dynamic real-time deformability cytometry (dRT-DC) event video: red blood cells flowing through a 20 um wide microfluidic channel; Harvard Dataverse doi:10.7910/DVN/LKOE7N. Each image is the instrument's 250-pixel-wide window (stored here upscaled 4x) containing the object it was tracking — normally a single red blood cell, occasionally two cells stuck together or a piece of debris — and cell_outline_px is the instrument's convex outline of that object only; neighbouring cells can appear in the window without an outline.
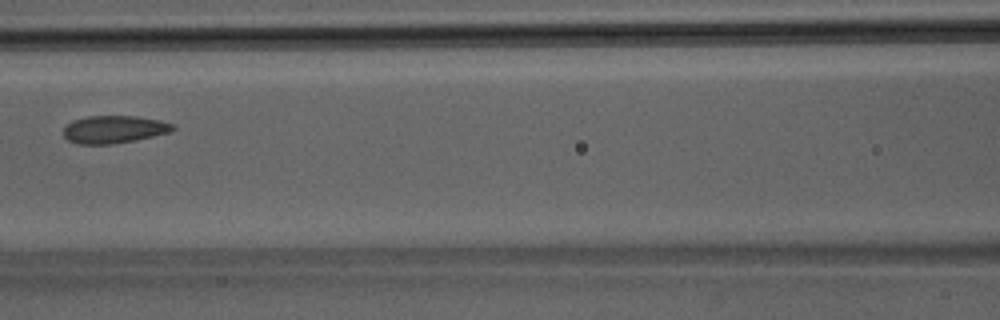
{"species": "Egyptian fruit bat (a non-hibernating species)", "species_latin": "Rousettus aegyptiacus", "temperature_condition": "room temperature", "stored_images_in_passage": 34, "camera_frame_rate_fps": 3000, "um_per_image_px": 0.085, "animal": {"sex": "male"}, "frame": {"image": 1, "passage_image": 12, "time_ms": 3.667, "image_size_px": [1000, 320], "cell_outline_px": [[176, 128], [172, 132], [136, 140], [112, 144], [76, 144], [68, 140], [64, 136], [64, 128], [72, 120], [88, 116], [136, 116], [160, 120], [176, 124]], "centroid_in_image_um": [9.74, 11.0], "position_along_channel_um": 156.9, "area_um2": 17.8}}
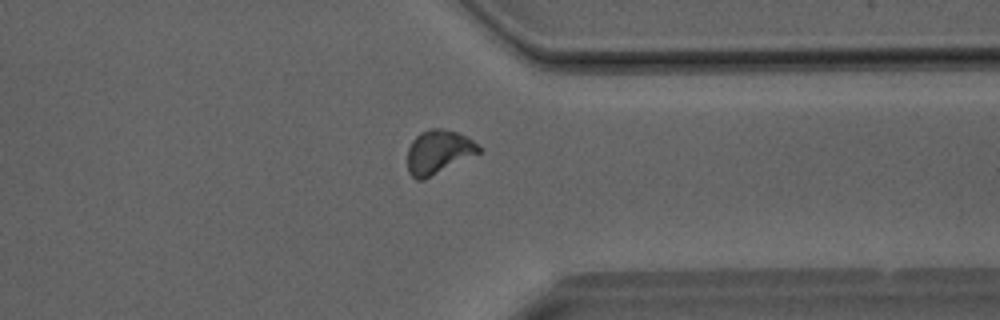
{"frame": {"image": 2, "passage_image": 25, "time_ms": 8.0, "image_size_px": [1000, 320], "cell_outline_px": [[484, 148], [480, 152], [424, 180], [416, 180], [408, 172], [408, 148], [412, 140], [420, 132], [428, 128], [440, 128], [456, 132], [468, 136]], "centroid_in_image_um": [37.28, 12.9], "position_along_channel_um": 374.1, "area_um2": 18.38}}
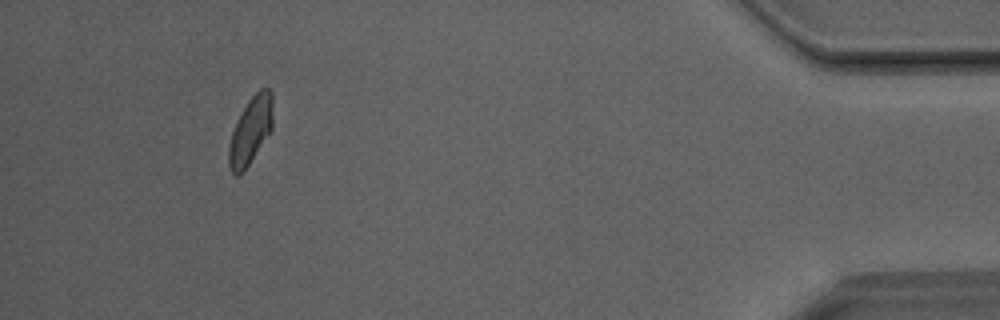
{"frame": {"image": 3, "passage_image": 31, "time_ms": 10.0, "image_size_px": [1000, 320], "cell_outline_px": [[272, 128], [240, 176], [236, 176], [228, 168], [228, 144], [236, 120], [248, 100], [260, 88], [268, 88], [272, 92]], "centroid_in_image_um": [21.27, 11.09], "position_along_channel_um": 413.9, "area_um2": 17.17}}